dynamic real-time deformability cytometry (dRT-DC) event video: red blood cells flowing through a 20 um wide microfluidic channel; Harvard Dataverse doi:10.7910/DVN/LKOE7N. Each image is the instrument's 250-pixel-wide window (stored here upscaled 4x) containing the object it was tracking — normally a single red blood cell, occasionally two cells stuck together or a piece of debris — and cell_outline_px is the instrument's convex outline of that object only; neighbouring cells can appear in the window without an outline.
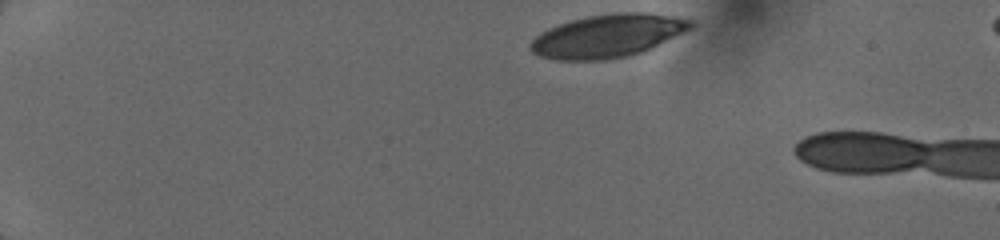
{"species": "human", "species_latin": "Homo sapiens", "temperature_condition": "cold", "stored_images_in_passage": 6, "camera_frame_rate_fps": 3000, "um_per_image_px": 0.085, "donor": {"sex": "female"}, "frame": {"image": 1, "passage_image": 1, "time_ms": 0.0, "image_size_px": [1000, 240], "cell_outline_px": [[696, 24], [692, 28], [644, 52], [628, 56], [604, 60], [556, 60], [540, 56], [532, 52], [528, 48], [528, 44], [540, 32], [548, 28], [572, 20], [588, 16], [612, 12], [648, 12], [672, 16], [692, 20]], "centroid_in_image_um": [51.66, 3.05], "position_along_channel_um": 33.3, "area_um2": 40.52}}